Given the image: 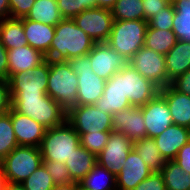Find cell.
Here are the masks:
<instances>
[{"instance_id":"1","label":"cell","mask_w":190,"mask_h":190,"mask_svg":"<svg viewBox=\"0 0 190 190\" xmlns=\"http://www.w3.org/2000/svg\"><path fill=\"white\" fill-rule=\"evenodd\" d=\"M94 44L95 41L79 28L73 19L63 18L55 26V35L46 59L68 61L87 55Z\"/></svg>"},{"instance_id":"2","label":"cell","mask_w":190,"mask_h":190,"mask_svg":"<svg viewBox=\"0 0 190 190\" xmlns=\"http://www.w3.org/2000/svg\"><path fill=\"white\" fill-rule=\"evenodd\" d=\"M11 107L40 123L46 129L67 120V111L48 95H10Z\"/></svg>"},{"instance_id":"3","label":"cell","mask_w":190,"mask_h":190,"mask_svg":"<svg viewBox=\"0 0 190 190\" xmlns=\"http://www.w3.org/2000/svg\"><path fill=\"white\" fill-rule=\"evenodd\" d=\"M47 95L66 111L77 105L78 77L68 61L49 60Z\"/></svg>"},{"instance_id":"4","label":"cell","mask_w":190,"mask_h":190,"mask_svg":"<svg viewBox=\"0 0 190 190\" xmlns=\"http://www.w3.org/2000/svg\"><path fill=\"white\" fill-rule=\"evenodd\" d=\"M80 145L79 134L66 120L59 126L46 129L39 149L42 160L65 163Z\"/></svg>"},{"instance_id":"5","label":"cell","mask_w":190,"mask_h":190,"mask_svg":"<svg viewBox=\"0 0 190 190\" xmlns=\"http://www.w3.org/2000/svg\"><path fill=\"white\" fill-rule=\"evenodd\" d=\"M145 20H114L107 43L128 62L145 45Z\"/></svg>"},{"instance_id":"6","label":"cell","mask_w":190,"mask_h":190,"mask_svg":"<svg viewBox=\"0 0 190 190\" xmlns=\"http://www.w3.org/2000/svg\"><path fill=\"white\" fill-rule=\"evenodd\" d=\"M1 162L5 182L21 184L43 163V160L38 147L18 146Z\"/></svg>"},{"instance_id":"7","label":"cell","mask_w":190,"mask_h":190,"mask_svg":"<svg viewBox=\"0 0 190 190\" xmlns=\"http://www.w3.org/2000/svg\"><path fill=\"white\" fill-rule=\"evenodd\" d=\"M68 63L79 82L76 106L94 105L103 95L106 80L92 71L88 54L69 59Z\"/></svg>"},{"instance_id":"8","label":"cell","mask_w":190,"mask_h":190,"mask_svg":"<svg viewBox=\"0 0 190 190\" xmlns=\"http://www.w3.org/2000/svg\"><path fill=\"white\" fill-rule=\"evenodd\" d=\"M67 121L79 135L90 132L113 131L112 115L98 110L95 105L71 107L67 111Z\"/></svg>"},{"instance_id":"9","label":"cell","mask_w":190,"mask_h":190,"mask_svg":"<svg viewBox=\"0 0 190 190\" xmlns=\"http://www.w3.org/2000/svg\"><path fill=\"white\" fill-rule=\"evenodd\" d=\"M140 75L152 81L160 89L171 84L168 79L165 55L143 46L128 61Z\"/></svg>"},{"instance_id":"10","label":"cell","mask_w":190,"mask_h":190,"mask_svg":"<svg viewBox=\"0 0 190 190\" xmlns=\"http://www.w3.org/2000/svg\"><path fill=\"white\" fill-rule=\"evenodd\" d=\"M49 59L27 72L13 74L7 81L10 95H47Z\"/></svg>"},{"instance_id":"11","label":"cell","mask_w":190,"mask_h":190,"mask_svg":"<svg viewBox=\"0 0 190 190\" xmlns=\"http://www.w3.org/2000/svg\"><path fill=\"white\" fill-rule=\"evenodd\" d=\"M122 88L125 98L131 106L141 107L154 99L160 88L152 81L140 75L128 63L123 68Z\"/></svg>"},{"instance_id":"12","label":"cell","mask_w":190,"mask_h":190,"mask_svg":"<svg viewBox=\"0 0 190 190\" xmlns=\"http://www.w3.org/2000/svg\"><path fill=\"white\" fill-rule=\"evenodd\" d=\"M73 20L95 42H107L114 21L111 10L100 7L86 9Z\"/></svg>"},{"instance_id":"13","label":"cell","mask_w":190,"mask_h":190,"mask_svg":"<svg viewBox=\"0 0 190 190\" xmlns=\"http://www.w3.org/2000/svg\"><path fill=\"white\" fill-rule=\"evenodd\" d=\"M132 148L133 142L126 135L113 130L105 147L97 155V163L116 176Z\"/></svg>"},{"instance_id":"14","label":"cell","mask_w":190,"mask_h":190,"mask_svg":"<svg viewBox=\"0 0 190 190\" xmlns=\"http://www.w3.org/2000/svg\"><path fill=\"white\" fill-rule=\"evenodd\" d=\"M88 57L92 71L104 80H109L128 63L107 42H95Z\"/></svg>"},{"instance_id":"15","label":"cell","mask_w":190,"mask_h":190,"mask_svg":"<svg viewBox=\"0 0 190 190\" xmlns=\"http://www.w3.org/2000/svg\"><path fill=\"white\" fill-rule=\"evenodd\" d=\"M141 111L144 116L147 137L149 138L160 135L173 124L169 106L160 94L141 106Z\"/></svg>"},{"instance_id":"16","label":"cell","mask_w":190,"mask_h":190,"mask_svg":"<svg viewBox=\"0 0 190 190\" xmlns=\"http://www.w3.org/2000/svg\"><path fill=\"white\" fill-rule=\"evenodd\" d=\"M152 170L132 148L122 169L116 175L117 190H133L141 181L152 174Z\"/></svg>"},{"instance_id":"17","label":"cell","mask_w":190,"mask_h":190,"mask_svg":"<svg viewBox=\"0 0 190 190\" xmlns=\"http://www.w3.org/2000/svg\"><path fill=\"white\" fill-rule=\"evenodd\" d=\"M113 130L126 135L132 142L147 137L141 107L131 106L112 115Z\"/></svg>"},{"instance_id":"18","label":"cell","mask_w":190,"mask_h":190,"mask_svg":"<svg viewBox=\"0 0 190 190\" xmlns=\"http://www.w3.org/2000/svg\"><path fill=\"white\" fill-rule=\"evenodd\" d=\"M122 79L123 68L106 80L103 95L94 104L98 110L113 115L115 112L131 107L128 98L123 94Z\"/></svg>"},{"instance_id":"19","label":"cell","mask_w":190,"mask_h":190,"mask_svg":"<svg viewBox=\"0 0 190 190\" xmlns=\"http://www.w3.org/2000/svg\"><path fill=\"white\" fill-rule=\"evenodd\" d=\"M11 122L19 146H40L46 128L32 118L17 113L11 107Z\"/></svg>"},{"instance_id":"20","label":"cell","mask_w":190,"mask_h":190,"mask_svg":"<svg viewBox=\"0 0 190 190\" xmlns=\"http://www.w3.org/2000/svg\"><path fill=\"white\" fill-rule=\"evenodd\" d=\"M153 139L165 160H173L177 152L190 141V129L171 124L166 130Z\"/></svg>"},{"instance_id":"21","label":"cell","mask_w":190,"mask_h":190,"mask_svg":"<svg viewBox=\"0 0 190 190\" xmlns=\"http://www.w3.org/2000/svg\"><path fill=\"white\" fill-rule=\"evenodd\" d=\"M8 79L15 73L33 70L46 60V56L30 45L7 50Z\"/></svg>"},{"instance_id":"22","label":"cell","mask_w":190,"mask_h":190,"mask_svg":"<svg viewBox=\"0 0 190 190\" xmlns=\"http://www.w3.org/2000/svg\"><path fill=\"white\" fill-rule=\"evenodd\" d=\"M159 94L169 106L173 124L190 129V96L176 91L170 84L161 88Z\"/></svg>"},{"instance_id":"23","label":"cell","mask_w":190,"mask_h":190,"mask_svg":"<svg viewBox=\"0 0 190 190\" xmlns=\"http://www.w3.org/2000/svg\"><path fill=\"white\" fill-rule=\"evenodd\" d=\"M23 28L28 45L46 56L49 53L50 45L55 35V26L35 22L23 17Z\"/></svg>"},{"instance_id":"24","label":"cell","mask_w":190,"mask_h":190,"mask_svg":"<svg viewBox=\"0 0 190 190\" xmlns=\"http://www.w3.org/2000/svg\"><path fill=\"white\" fill-rule=\"evenodd\" d=\"M168 79L174 80L190 69V43L177 40L165 55Z\"/></svg>"},{"instance_id":"25","label":"cell","mask_w":190,"mask_h":190,"mask_svg":"<svg viewBox=\"0 0 190 190\" xmlns=\"http://www.w3.org/2000/svg\"><path fill=\"white\" fill-rule=\"evenodd\" d=\"M65 164L72 180L79 183L97 164V156L80 145Z\"/></svg>"},{"instance_id":"26","label":"cell","mask_w":190,"mask_h":190,"mask_svg":"<svg viewBox=\"0 0 190 190\" xmlns=\"http://www.w3.org/2000/svg\"><path fill=\"white\" fill-rule=\"evenodd\" d=\"M0 42L7 50L28 44L23 18H8L0 22Z\"/></svg>"},{"instance_id":"27","label":"cell","mask_w":190,"mask_h":190,"mask_svg":"<svg viewBox=\"0 0 190 190\" xmlns=\"http://www.w3.org/2000/svg\"><path fill=\"white\" fill-rule=\"evenodd\" d=\"M82 190H117L116 176L98 163L79 182Z\"/></svg>"},{"instance_id":"28","label":"cell","mask_w":190,"mask_h":190,"mask_svg":"<svg viewBox=\"0 0 190 190\" xmlns=\"http://www.w3.org/2000/svg\"><path fill=\"white\" fill-rule=\"evenodd\" d=\"M25 18L51 26H56L63 19L57 0H35Z\"/></svg>"},{"instance_id":"29","label":"cell","mask_w":190,"mask_h":190,"mask_svg":"<svg viewBox=\"0 0 190 190\" xmlns=\"http://www.w3.org/2000/svg\"><path fill=\"white\" fill-rule=\"evenodd\" d=\"M133 149L153 172H160L165 165V158L159 152L153 138H143L133 142Z\"/></svg>"},{"instance_id":"30","label":"cell","mask_w":190,"mask_h":190,"mask_svg":"<svg viewBox=\"0 0 190 190\" xmlns=\"http://www.w3.org/2000/svg\"><path fill=\"white\" fill-rule=\"evenodd\" d=\"M176 42L177 38L172 30L154 29L147 26L144 45L146 48L166 55Z\"/></svg>"},{"instance_id":"31","label":"cell","mask_w":190,"mask_h":190,"mask_svg":"<svg viewBox=\"0 0 190 190\" xmlns=\"http://www.w3.org/2000/svg\"><path fill=\"white\" fill-rule=\"evenodd\" d=\"M174 5L172 31L177 40L190 43V0H177Z\"/></svg>"},{"instance_id":"32","label":"cell","mask_w":190,"mask_h":190,"mask_svg":"<svg viewBox=\"0 0 190 190\" xmlns=\"http://www.w3.org/2000/svg\"><path fill=\"white\" fill-rule=\"evenodd\" d=\"M160 172L166 190H190V173L185 172L174 160H166Z\"/></svg>"},{"instance_id":"33","label":"cell","mask_w":190,"mask_h":190,"mask_svg":"<svg viewBox=\"0 0 190 190\" xmlns=\"http://www.w3.org/2000/svg\"><path fill=\"white\" fill-rule=\"evenodd\" d=\"M111 12L113 20H144L142 0H117Z\"/></svg>"},{"instance_id":"34","label":"cell","mask_w":190,"mask_h":190,"mask_svg":"<svg viewBox=\"0 0 190 190\" xmlns=\"http://www.w3.org/2000/svg\"><path fill=\"white\" fill-rule=\"evenodd\" d=\"M18 146L11 122L10 109L8 113L0 115V160L2 161Z\"/></svg>"},{"instance_id":"35","label":"cell","mask_w":190,"mask_h":190,"mask_svg":"<svg viewBox=\"0 0 190 190\" xmlns=\"http://www.w3.org/2000/svg\"><path fill=\"white\" fill-rule=\"evenodd\" d=\"M21 185L24 190H51L55 183L42 163Z\"/></svg>"},{"instance_id":"36","label":"cell","mask_w":190,"mask_h":190,"mask_svg":"<svg viewBox=\"0 0 190 190\" xmlns=\"http://www.w3.org/2000/svg\"><path fill=\"white\" fill-rule=\"evenodd\" d=\"M111 132L112 131H99L80 134V144L97 156L105 147Z\"/></svg>"},{"instance_id":"37","label":"cell","mask_w":190,"mask_h":190,"mask_svg":"<svg viewBox=\"0 0 190 190\" xmlns=\"http://www.w3.org/2000/svg\"><path fill=\"white\" fill-rule=\"evenodd\" d=\"M63 18L73 19L82 11L96 7V0H57Z\"/></svg>"},{"instance_id":"38","label":"cell","mask_w":190,"mask_h":190,"mask_svg":"<svg viewBox=\"0 0 190 190\" xmlns=\"http://www.w3.org/2000/svg\"><path fill=\"white\" fill-rule=\"evenodd\" d=\"M43 164L48 170L49 174L52 177L55 185L57 184H71L74 183L72 178L70 177V172L66 167L65 163L43 160Z\"/></svg>"},{"instance_id":"39","label":"cell","mask_w":190,"mask_h":190,"mask_svg":"<svg viewBox=\"0 0 190 190\" xmlns=\"http://www.w3.org/2000/svg\"><path fill=\"white\" fill-rule=\"evenodd\" d=\"M174 13V5L169 3L148 21V25L154 29L172 30Z\"/></svg>"},{"instance_id":"40","label":"cell","mask_w":190,"mask_h":190,"mask_svg":"<svg viewBox=\"0 0 190 190\" xmlns=\"http://www.w3.org/2000/svg\"><path fill=\"white\" fill-rule=\"evenodd\" d=\"M133 190H166L162 173L152 172L149 177L141 181Z\"/></svg>"},{"instance_id":"41","label":"cell","mask_w":190,"mask_h":190,"mask_svg":"<svg viewBox=\"0 0 190 190\" xmlns=\"http://www.w3.org/2000/svg\"><path fill=\"white\" fill-rule=\"evenodd\" d=\"M35 0H9L11 18H23L30 12Z\"/></svg>"},{"instance_id":"42","label":"cell","mask_w":190,"mask_h":190,"mask_svg":"<svg viewBox=\"0 0 190 190\" xmlns=\"http://www.w3.org/2000/svg\"><path fill=\"white\" fill-rule=\"evenodd\" d=\"M144 10V20L149 21L155 14L159 13L161 9L166 7L168 0H142Z\"/></svg>"},{"instance_id":"43","label":"cell","mask_w":190,"mask_h":190,"mask_svg":"<svg viewBox=\"0 0 190 190\" xmlns=\"http://www.w3.org/2000/svg\"><path fill=\"white\" fill-rule=\"evenodd\" d=\"M11 96L8 81L0 80V115L8 113L11 109Z\"/></svg>"},{"instance_id":"44","label":"cell","mask_w":190,"mask_h":190,"mask_svg":"<svg viewBox=\"0 0 190 190\" xmlns=\"http://www.w3.org/2000/svg\"><path fill=\"white\" fill-rule=\"evenodd\" d=\"M176 91L190 96V69L177 76L170 84Z\"/></svg>"},{"instance_id":"45","label":"cell","mask_w":190,"mask_h":190,"mask_svg":"<svg viewBox=\"0 0 190 190\" xmlns=\"http://www.w3.org/2000/svg\"><path fill=\"white\" fill-rule=\"evenodd\" d=\"M185 172L190 173V141L185 144L173 159Z\"/></svg>"},{"instance_id":"46","label":"cell","mask_w":190,"mask_h":190,"mask_svg":"<svg viewBox=\"0 0 190 190\" xmlns=\"http://www.w3.org/2000/svg\"><path fill=\"white\" fill-rule=\"evenodd\" d=\"M0 80H8L7 49L0 42Z\"/></svg>"},{"instance_id":"47","label":"cell","mask_w":190,"mask_h":190,"mask_svg":"<svg viewBox=\"0 0 190 190\" xmlns=\"http://www.w3.org/2000/svg\"><path fill=\"white\" fill-rule=\"evenodd\" d=\"M11 18L9 0H0V22Z\"/></svg>"},{"instance_id":"48","label":"cell","mask_w":190,"mask_h":190,"mask_svg":"<svg viewBox=\"0 0 190 190\" xmlns=\"http://www.w3.org/2000/svg\"><path fill=\"white\" fill-rule=\"evenodd\" d=\"M79 183L74 182L71 184H57L51 190H79Z\"/></svg>"},{"instance_id":"49","label":"cell","mask_w":190,"mask_h":190,"mask_svg":"<svg viewBox=\"0 0 190 190\" xmlns=\"http://www.w3.org/2000/svg\"><path fill=\"white\" fill-rule=\"evenodd\" d=\"M117 0H96V7L105 8L111 10Z\"/></svg>"},{"instance_id":"50","label":"cell","mask_w":190,"mask_h":190,"mask_svg":"<svg viewBox=\"0 0 190 190\" xmlns=\"http://www.w3.org/2000/svg\"><path fill=\"white\" fill-rule=\"evenodd\" d=\"M2 190H24L21 184L5 182Z\"/></svg>"},{"instance_id":"51","label":"cell","mask_w":190,"mask_h":190,"mask_svg":"<svg viewBox=\"0 0 190 190\" xmlns=\"http://www.w3.org/2000/svg\"><path fill=\"white\" fill-rule=\"evenodd\" d=\"M4 184H5V178L2 175V162L0 160V190L3 189Z\"/></svg>"},{"instance_id":"52","label":"cell","mask_w":190,"mask_h":190,"mask_svg":"<svg viewBox=\"0 0 190 190\" xmlns=\"http://www.w3.org/2000/svg\"><path fill=\"white\" fill-rule=\"evenodd\" d=\"M176 1H177V0H168V2H169V3H172V4H173L174 2H176Z\"/></svg>"}]
</instances>
